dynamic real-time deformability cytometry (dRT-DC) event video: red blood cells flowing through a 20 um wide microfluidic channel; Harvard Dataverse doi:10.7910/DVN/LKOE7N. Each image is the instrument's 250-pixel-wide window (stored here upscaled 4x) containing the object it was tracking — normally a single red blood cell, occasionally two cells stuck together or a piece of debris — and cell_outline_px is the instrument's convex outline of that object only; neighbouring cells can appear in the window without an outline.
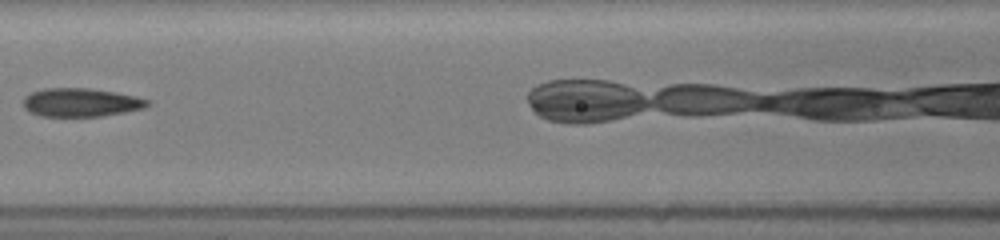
{"species": "common noctule bat (a hibernating species)", "species_latin": "Nyctalus noctula", "temperature_condition": "room temperature", "stored_images_in_passage": 12, "camera_frame_rate_fps": 3000, "um_per_image_px": 0.085, "animal": {"sex": "female", "body_mass_g": 19.5, "forearm_length_mm": 54.1}, "frame": {"image": 1, "passage_image": 6, "time_ms": 5.0, "image_size_px": [1000, 240], "cell_outline_px": [[152, 104], [144, 108], [124, 112], [100, 116], [40, 116], [28, 112], [24, 108], [24, 96], [32, 92], [44, 88], [88, 88], [116, 92], [136, 96], [148, 100]], "centroid_in_image_um": [6.87, 8.7], "position_along_channel_um": 159.7, "area_um2": 20.69}}
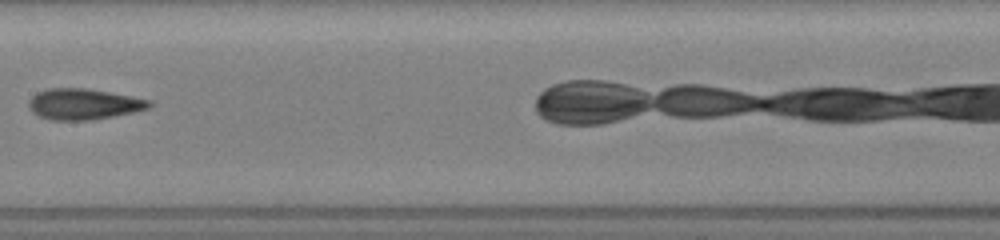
{"frame": {"image": 2, "passage_image": 7, "time_ms": 6.0, "image_size_px": [1000, 240], "cell_outline_px": [[152, 104], [148, 108], [132, 112], [92, 120], [52, 120], [40, 116], [32, 112], [28, 108], [28, 100], [36, 92], [48, 88], [84, 88], [132, 96], [152, 100]], "centroid_in_image_um": [7.07, 8.84], "position_along_channel_um": 200.3, "area_um2": 21.68}}
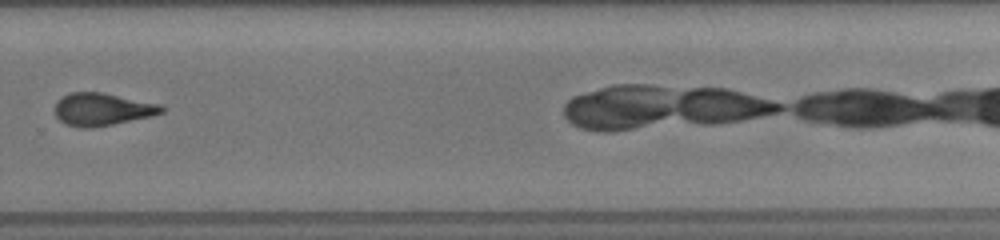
{"frame": {"image": 3, "passage_image": 10, "time_ms": 9.0, "image_size_px": [1000, 240], "cell_outline_px": [[168, 108], [164, 112], [152, 116], [92, 128], [80, 128], [64, 124], [56, 116], [56, 100], [72, 92], [100, 92], [160, 104]], "centroid_in_image_um": [8.71, 9.3], "position_along_channel_um": 321.1, "area_um2": 20.23}}